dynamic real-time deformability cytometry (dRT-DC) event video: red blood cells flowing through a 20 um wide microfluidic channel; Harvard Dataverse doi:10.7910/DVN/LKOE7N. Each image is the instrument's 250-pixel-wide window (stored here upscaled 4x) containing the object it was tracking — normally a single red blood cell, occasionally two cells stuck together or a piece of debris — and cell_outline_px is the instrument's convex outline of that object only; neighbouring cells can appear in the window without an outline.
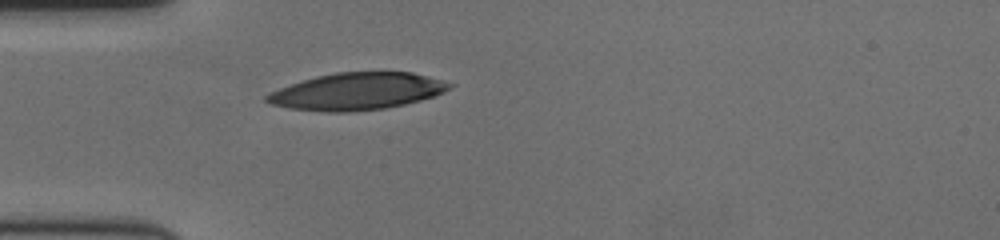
{"species": "human", "species_latin": "Homo sapiens", "temperature_condition": "cold", "stored_images_in_passage": 39, "camera_frame_rate_fps": 3000, "um_per_image_px": 0.085, "donor": {"sex": "female"}, "frame": {"image": 1, "passage_image": 1, "time_ms": 0.0, "image_size_px": [1000, 240], "cell_outline_px": [[456, 84], [452, 88], [444, 92], [420, 100], [404, 104], [384, 108], [348, 112], [324, 112], [288, 108], [272, 104], [264, 100], [264, 96], [268, 92], [316, 76], [336, 72], [412, 72], [428, 76]], "centroid_in_image_um": [30.35, 7.76], "position_along_channel_um": 54.7, "area_um2": 39.42}}
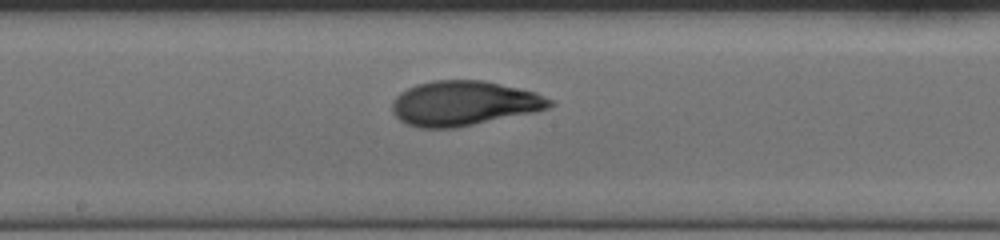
{"frame": {"image": 2, "passage_image": 15, "time_ms": 4.667, "image_size_px": [1000, 240], "cell_outline_px": [[556, 104], [548, 108], [536, 112], [456, 128], [420, 128], [404, 124], [392, 112], [392, 100], [400, 92], [416, 84], [432, 80], [484, 80], [536, 92], [556, 100]], "centroid_in_image_um": [39.45, 8.78], "position_along_channel_um": 208.7, "area_um2": 41.67}}
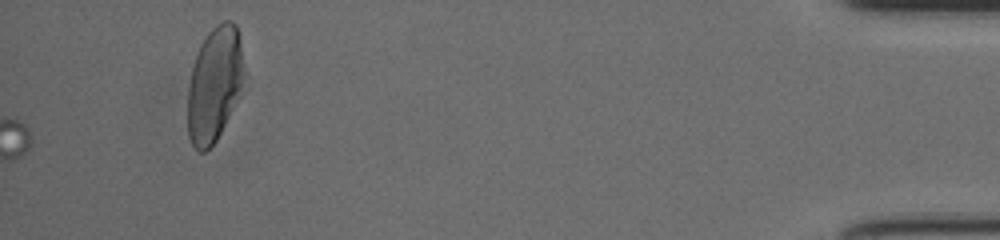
{"frame": {"image": 3, "passage_image": 39, "time_ms": 12.667, "image_size_px": [1000, 240], "cell_outline_px": [[240, 84], [228, 116], [216, 140], [204, 152], [200, 152], [192, 144], [188, 136], [188, 88], [192, 68], [196, 52], [200, 44], [208, 32], [216, 24], [224, 20], [232, 20], [236, 24], [240, 36]], "centroid_in_image_um": [18.15, 7.12], "position_along_channel_um": 417.1, "area_um2": 36.3}, "authors_computed_cell_mechanics": {"area_um2": 39.1884, "velocity_mm_per_s": 3.5008, "shape_relaxation_time_tau1_ms": 4.2993, "shape_relaxation_time_tau2_ms": 1.5917, "deformation_change_tau1": 0.1948, "deformation_change_tau2": 0.0659}}